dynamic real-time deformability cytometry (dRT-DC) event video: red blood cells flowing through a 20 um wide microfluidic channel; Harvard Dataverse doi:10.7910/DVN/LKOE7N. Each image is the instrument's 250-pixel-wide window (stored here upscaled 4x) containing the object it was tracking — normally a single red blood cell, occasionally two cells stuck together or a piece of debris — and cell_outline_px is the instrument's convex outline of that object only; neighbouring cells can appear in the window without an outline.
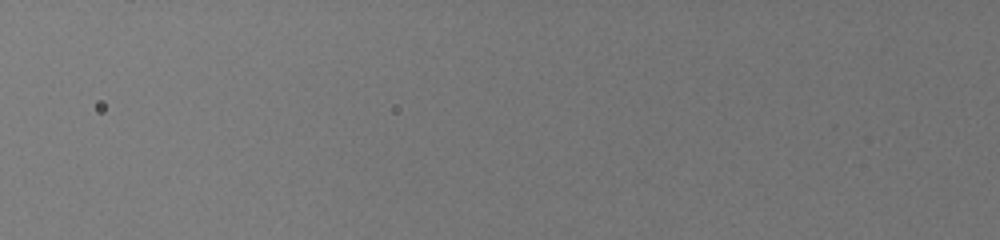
{"species": "common noctule bat (a hibernating species)", "species_latin": "Nyctalus noctula", "temperature_condition": "warm", "stored_images_in_passage": 4, "segment_of_instrument_passage": [1, 2], "camera_frame_rate_fps": 3000, "um_per_image_px": 0.085, "animal": {"sex": "female", "body_mass_g": 19.5, "forearm_length_mm": 54.1}, "frame": {"image": 1, "passage_image": 2, "time_ms": 0.333, "image_size_px": [1000, 240], "cell_outline_px": [[700, 164], [692, 184], [680, 196], [652, 220], [632, 224], [628, 224], [632, 212], [636, 204], [660, 180], [700, 160]], "centroid_in_image_um": [56.42, 16.52], "position_along_channel_um": 69.4, "area_um2": 12.43}}